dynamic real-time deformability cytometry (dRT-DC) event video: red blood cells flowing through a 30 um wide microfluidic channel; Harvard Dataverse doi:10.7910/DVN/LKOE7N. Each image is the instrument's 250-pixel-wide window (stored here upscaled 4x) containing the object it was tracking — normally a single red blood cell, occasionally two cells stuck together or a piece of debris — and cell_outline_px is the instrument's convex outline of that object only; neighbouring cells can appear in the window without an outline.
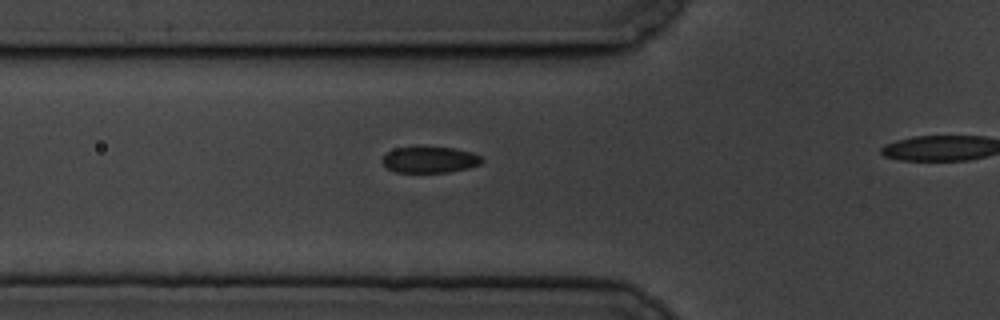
{"species": "common noctule bat (a hibernating species)", "species_latin": "Nyctalus noctula", "temperature_condition": "cold", "stored_images_in_passage": 5, "segment_of_instrument_passage": [1, 2], "camera_frame_rate_fps": 3000, "um_per_image_px": 0.085, "animal": {"sex": "male", "body_mass_g": 19.5, "forearm_length_mm": 54.6}, "frame": {"image": 1, "passage_image": 4, "time_ms": 3.333, "image_size_px": [1000, 320], "cell_outline_px": [[484, 160], [480, 164], [468, 168], [448, 172], [396, 172], [388, 168], [380, 160], [388, 152], [396, 148], [456, 148], [472, 152], [480, 156]], "centroid_in_image_um": [36.56, 13.59], "position_along_channel_um": 89.2, "area_um2": 14.91}}